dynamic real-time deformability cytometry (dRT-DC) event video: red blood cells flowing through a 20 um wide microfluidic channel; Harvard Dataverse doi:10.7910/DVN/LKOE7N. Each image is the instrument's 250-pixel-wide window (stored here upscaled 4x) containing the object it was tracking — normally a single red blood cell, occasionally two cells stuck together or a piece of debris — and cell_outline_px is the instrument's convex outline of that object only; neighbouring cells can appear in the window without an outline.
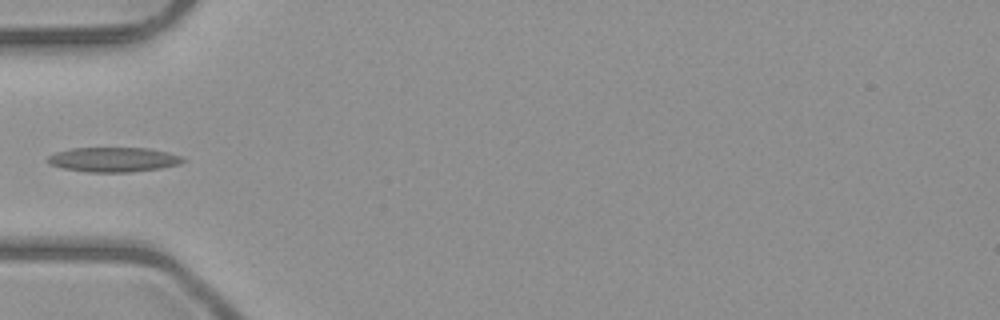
{"species": "common noctule bat (a hibernating species)", "species_latin": "Nyctalus noctula", "temperature_condition": "room temperature", "stored_images_in_passage": 6, "camera_frame_rate_fps": 3000, "um_per_image_px": 0.085, "animal": {"sex": "male", "body_mass_g": 23.1, "forearm_length_mm": 52.7}, "frame": {"image": 1, "passage_image": 5, "time_ms": 4.667, "image_size_px": [1000, 320], "cell_outline_px": [[184, 160], [180, 164], [160, 168], [132, 172], [88, 172], [64, 168], [48, 164], [44, 160], [48, 156], [56, 152], [72, 148], [148, 148], [168, 152], [180, 156]], "centroid_in_image_um": [9.6, 13.56], "position_along_channel_um": 75.4, "area_um2": 19.42}}
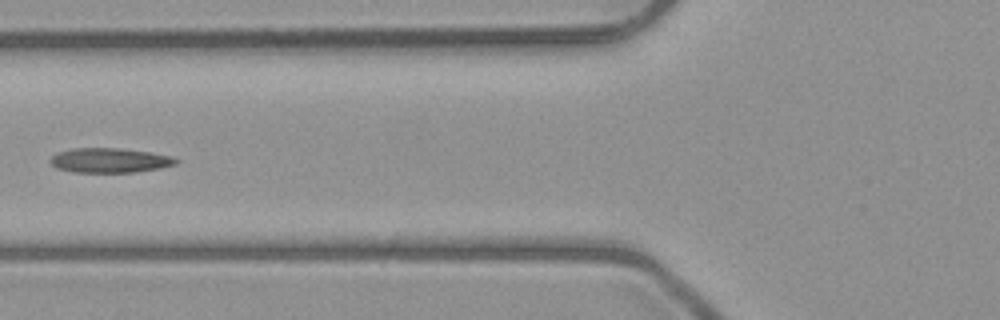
{"frame": {"image": 2, "passage_image": 6, "time_ms": 5.667, "image_size_px": [1000, 320], "cell_outline_px": [[180, 160], [176, 164], [160, 168], [136, 172], [72, 172], [56, 168], [48, 160], [56, 152], [72, 148], [120, 148], [152, 152], [172, 156]], "centroid_in_image_um": [9.32, 13.62], "position_along_channel_um": 116.5, "area_um2": 18.26}}